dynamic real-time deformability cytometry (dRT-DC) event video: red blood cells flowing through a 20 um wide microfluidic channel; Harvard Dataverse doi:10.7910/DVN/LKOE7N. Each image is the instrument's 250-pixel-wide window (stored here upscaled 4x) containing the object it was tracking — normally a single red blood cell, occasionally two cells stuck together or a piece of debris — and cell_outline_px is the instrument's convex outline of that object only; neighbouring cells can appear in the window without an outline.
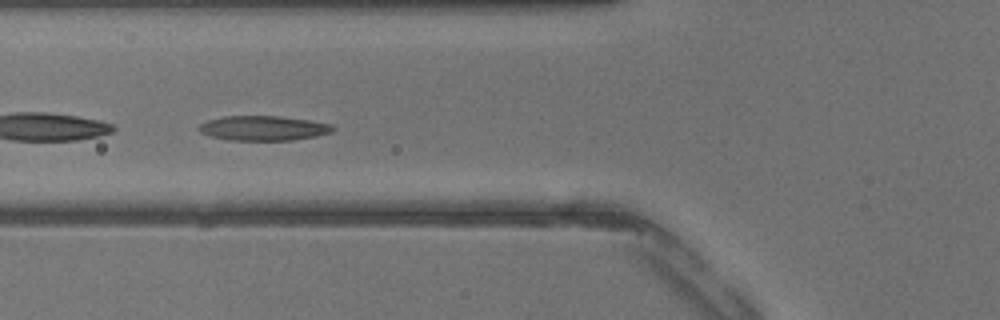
{"species": "common noctule bat (a hibernating species)", "species_latin": "Nyctalus noctula", "temperature_condition": "warm", "stored_images_in_passage": 35, "segment_of_instrument_passage": [2, 2], "camera_frame_rate_fps": 3000, "um_per_image_px": 0.085, "animal": {"sex": "male", "body_mass_g": 13.3}, "frame": {"image": 1, "passage_image": 17, "time_ms": 5.333, "image_size_px": [1000, 320], "cell_outline_px": [[336, 128], [332, 132], [316, 136], [292, 140], [228, 140], [212, 136], [200, 132], [196, 128], [200, 124], [208, 120], [224, 116], [280, 116], [308, 120], [332, 124]], "centroid_in_image_um": [22.39, 10.89], "position_along_channel_um": 103.4, "area_um2": 19.31}}
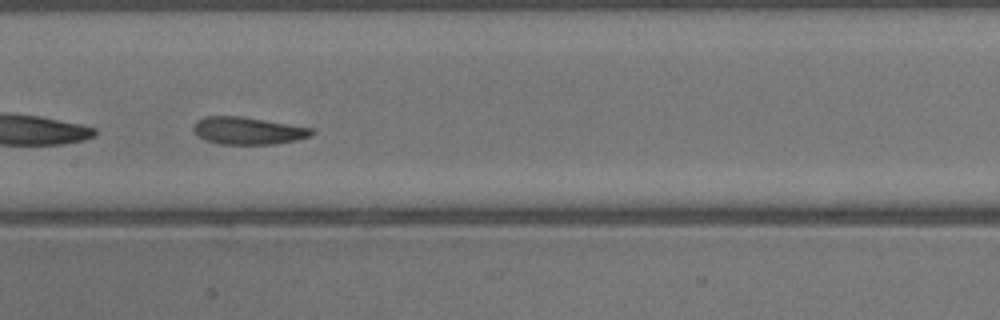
{"frame": {"image": 2, "passage_image": 22, "time_ms": 7.0, "image_size_px": [1000, 320], "cell_outline_px": [[316, 132], [308, 136], [296, 140], [272, 144], [220, 144], [204, 140], [196, 136], [192, 128], [192, 124], [196, 120], [204, 116], [240, 116], [312, 128]], "centroid_in_image_um": [20.99, 11.11], "position_along_channel_um": 186.4, "area_um2": 18.9}}
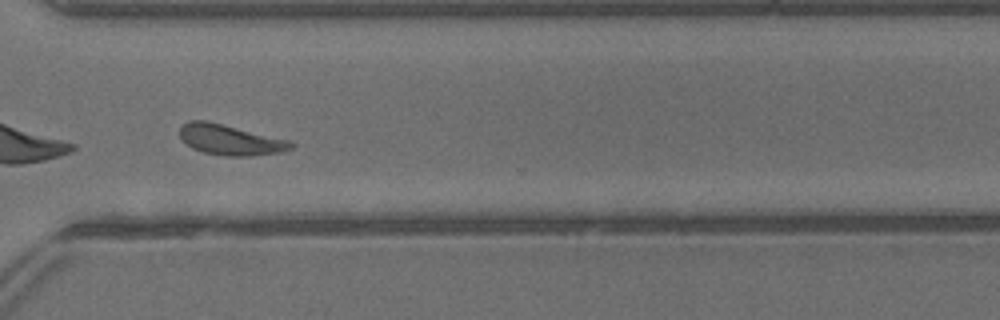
{"frame": {"image": 3, "passage_image": 32, "time_ms": 10.333, "image_size_px": [1000, 320], "cell_outline_px": [[296, 144], [292, 148], [280, 152], [252, 156], [224, 156], [204, 152], [192, 148], [180, 136], [180, 128], [188, 120], [204, 120], [292, 140]], "centroid_in_image_um": [19.62, 11.89], "position_along_channel_um": 351.0, "area_um2": 19.71}}